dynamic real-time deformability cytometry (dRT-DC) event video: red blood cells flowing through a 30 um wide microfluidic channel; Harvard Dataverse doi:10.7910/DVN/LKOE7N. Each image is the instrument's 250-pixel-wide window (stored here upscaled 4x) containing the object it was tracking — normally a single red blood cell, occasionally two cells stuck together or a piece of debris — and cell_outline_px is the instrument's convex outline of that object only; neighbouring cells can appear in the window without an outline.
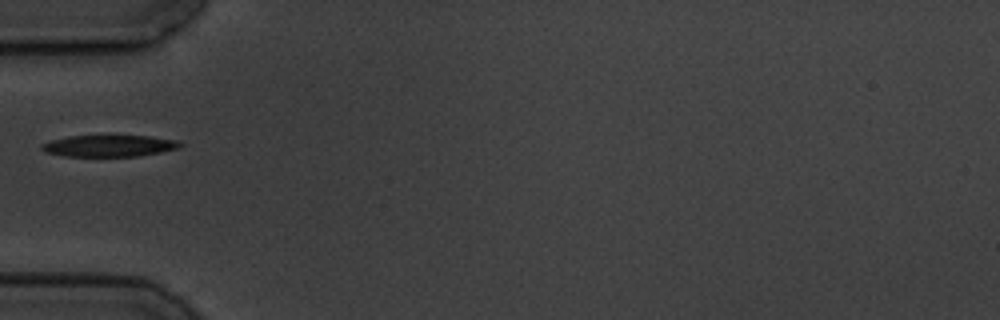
{"species": "common noctule bat (a hibernating species)", "species_latin": "Nyctalus noctula", "temperature_condition": "cold", "stored_images_in_passage": 12, "camera_frame_rate_fps": 3000, "um_per_image_px": 0.085, "animal": {"sex": "male", "body_mass_g": 19.5, "forearm_length_mm": 54.6}, "frame": {"image": 1, "passage_image": 2, "time_ms": 1.333, "image_size_px": [1000, 320], "cell_outline_px": [[184, 144], [180, 148], [160, 152], [136, 156], [64, 156], [44, 152], [40, 148], [40, 144], [52, 140], [68, 136], [112, 132], [148, 136], [180, 140]], "centroid_in_image_um": [9.29, 12.34], "position_along_channel_um": 75.7, "area_um2": 18.61}}
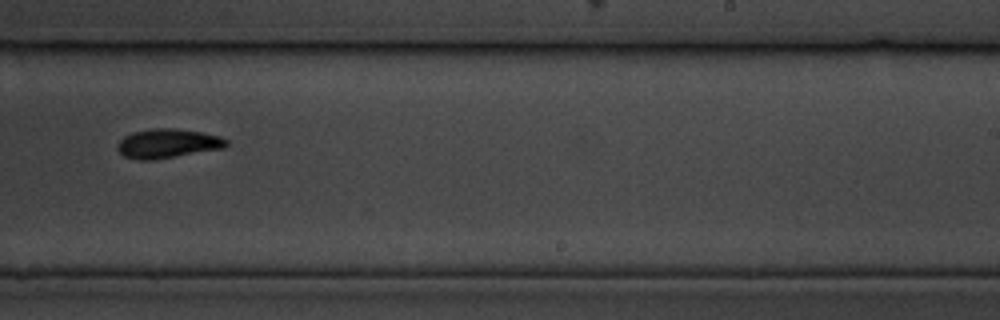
{"frame": {"image": 2, "passage_image": 7, "time_ms": 7.0, "image_size_px": [1000, 320], "cell_outline_px": [[228, 144], [224, 148], [152, 160], [136, 160], [124, 156], [116, 148], [116, 144], [124, 136], [132, 132], [152, 128], [172, 128], [200, 132], [220, 136], [228, 140]], "centroid_in_image_um": [14.22, 12.19], "position_along_channel_um": 274.8, "area_um2": 18.55}}
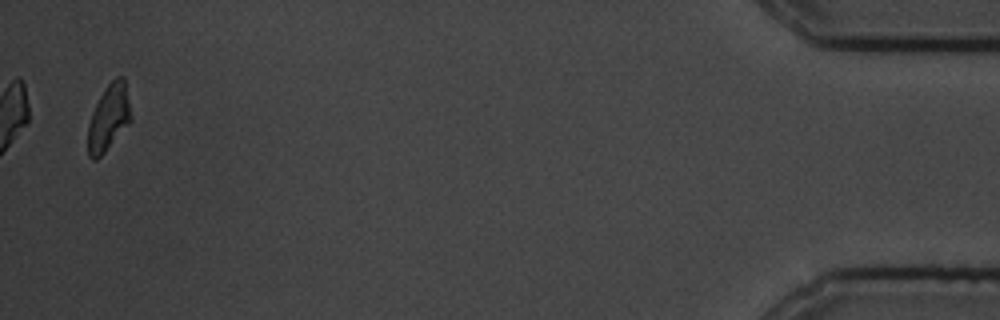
{"frame": {"image": 3, "passage_image": 12, "time_ms": 13.667, "image_size_px": [1000, 320], "cell_outline_px": [[132, 120], [104, 152], [96, 160], [92, 160], [88, 156], [88, 124], [92, 112], [100, 96], [108, 84], [116, 76], [124, 76], [132, 116]], "centroid_in_image_um": [9.25, 9.99], "position_along_channel_um": 426.0, "area_um2": 16.53}, "authors_computed_cell_mechanics": {"area_um2": 18.5827, "velocity_mm_per_s": 3.5238, "shape_relaxation_time_tau1_ms": 2.7826, "shape_relaxation_time_tau2_ms": 5.3645, "deformation_change_tau1": 0.1511, "deformation_change_tau2": 0.093}}